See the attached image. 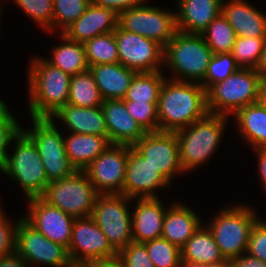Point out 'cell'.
Returning a JSON list of instances; mask_svg holds the SVG:
<instances>
[{
  "label": "cell",
  "mask_w": 266,
  "mask_h": 267,
  "mask_svg": "<svg viewBox=\"0 0 266 267\" xmlns=\"http://www.w3.org/2000/svg\"><path fill=\"white\" fill-rule=\"evenodd\" d=\"M17 225L18 220L15 224L12 223L4 214V210L0 211V259L15 252Z\"/></svg>",
  "instance_id": "43"
},
{
  "label": "cell",
  "mask_w": 266,
  "mask_h": 267,
  "mask_svg": "<svg viewBox=\"0 0 266 267\" xmlns=\"http://www.w3.org/2000/svg\"><path fill=\"white\" fill-rule=\"evenodd\" d=\"M31 128L22 131L33 141L43 162L48 181L71 176L76 169L66 154L64 133L51 118H33Z\"/></svg>",
  "instance_id": "8"
},
{
  "label": "cell",
  "mask_w": 266,
  "mask_h": 267,
  "mask_svg": "<svg viewBox=\"0 0 266 267\" xmlns=\"http://www.w3.org/2000/svg\"><path fill=\"white\" fill-rule=\"evenodd\" d=\"M146 0H91V3L99 7L108 8L117 14L122 10L140 6Z\"/></svg>",
  "instance_id": "45"
},
{
  "label": "cell",
  "mask_w": 266,
  "mask_h": 267,
  "mask_svg": "<svg viewBox=\"0 0 266 267\" xmlns=\"http://www.w3.org/2000/svg\"><path fill=\"white\" fill-rule=\"evenodd\" d=\"M222 208L206 225L229 261L247 252L251 229L260 218L254 208L241 202Z\"/></svg>",
  "instance_id": "5"
},
{
  "label": "cell",
  "mask_w": 266,
  "mask_h": 267,
  "mask_svg": "<svg viewBox=\"0 0 266 267\" xmlns=\"http://www.w3.org/2000/svg\"><path fill=\"white\" fill-rule=\"evenodd\" d=\"M262 82L255 69L239 68L227 79L206 90L208 112L230 117L239 109L257 103Z\"/></svg>",
  "instance_id": "7"
},
{
  "label": "cell",
  "mask_w": 266,
  "mask_h": 267,
  "mask_svg": "<svg viewBox=\"0 0 266 267\" xmlns=\"http://www.w3.org/2000/svg\"><path fill=\"white\" fill-rule=\"evenodd\" d=\"M15 252L29 266L74 267L67 247L46 238L22 216L18 219L16 229Z\"/></svg>",
  "instance_id": "12"
},
{
  "label": "cell",
  "mask_w": 266,
  "mask_h": 267,
  "mask_svg": "<svg viewBox=\"0 0 266 267\" xmlns=\"http://www.w3.org/2000/svg\"><path fill=\"white\" fill-rule=\"evenodd\" d=\"M229 267H266V263L247 252L228 261Z\"/></svg>",
  "instance_id": "47"
},
{
  "label": "cell",
  "mask_w": 266,
  "mask_h": 267,
  "mask_svg": "<svg viewBox=\"0 0 266 267\" xmlns=\"http://www.w3.org/2000/svg\"><path fill=\"white\" fill-rule=\"evenodd\" d=\"M123 101L129 114L146 132L159 131V120L157 114L158 102Z\"/></svg>",
  "instance_id": "41"
},
{
  "label": "cell",
  "mask_w": 266,
  "mask_h": 267,
  "mask_svg": "<svg viewBox=\"0 0 266 267\" xmlns=\"http://www.w3.org/2000/svg\"><path fill=\"white\" fill-rule=\"evenodd\" d=\"M19 121L10 112L5 100L0 98V166L10 153L8 147L22 131Z\"/></svg>",
  "instance_id": "39"
},
{
  "label": "cell",
  "mask_w": 266,
  "mask_h": 267,
  "mask_svg": "<svg viewBox=\"0 0 266 267\" xmlns=\"http://www.w3.org/2000/svg\"><path fill=\"white\" fill-rule=\"evenodd\" d=\"M50 118L53 121L60 120L66 125L65 129L67 132L108 137L105 117L101 106L86 108L67 104L61 107Z\"/></svg>",
  "instance_id": "24"
},
{
  "label": "cell",
  "mask_w": 266,
  "mask_h": 267,
  "mask_svg": "<svg viewBox=\"0 0 266 267\" xmlns=\"http://www.w3.org/2000/svg\"><path fill=\"white\" fill-rule=\"evenodd\" d=\"M98 196L85 171L50 181L41 196L46 202L75 218L91 216Z\"/></svg>",
  "instance_id": "9"
},
{
  "label": "cell",
  "mask_w": 266,
  "mask_h": 267,
  "mask_svg": "<svg viewBox=\"0 0 266 267\" xmlns=\"http://www.w3.org/2000/svg\"><path fill=\"white\" fill-rule=\"evenodd\" d=\"M255 154H257V165H258V173L261 179V186L266 191V147H261L258 149H253Z\"/></svg>",
  "instance_id": "48"
},
{
  "label": "cell",
  "mask_w": 266,
  "mask_h": 267,
  "mask_svg": "<svg viewBox=\"0 0 266 267\" xmlns=\"http://www.w3.org/2000/svg\"><path fill=\"white\" fill-rule=\"evenodd\" d=\"M143 4L118 13L117 26L155 40L165 47L177 33L176 12L166 8Z\"/></svg>",
  "instance_id": "11"
},
{
  "label": "cell",
  "mask_w": 266,
  "mask_h": 267,
  "mask_svg": "<svg viewBox=\"0 0 266 267\" xmlns=\"http://www.w3.org/2000/svg\"><path fill=\"white\" fill-rule=\"evenodd\" d=\"M123 267H155L144 243H129L118 253Z\"/></svg>",
  "instance_id": "42"
},
{
  "label": "cell",
  "mask_w": 266,
  "mask_h": 267,
  "mask_svg": "<svg viewBox=\"0 0 266 267\" xmlns=\"http://www.w3.org/2000/svg\"><path fill=\"white\" fill-rule=\"evenodd\" d=\"M169 186L170 183L142 155L128 146L124 195L130 199L160 197L156 191Z\"/></svg>",
  "instance_id": "18"
},
{
  "label": "cell",
  "mask_w": 266,
  "mask_h": 267,
  "mask_svg": "<svg viewBox=\"0 0 266 267\" xmlns=\"http://www.w3.org/2000/svg\"><path fill=\"white\" fill-rule=\"evenodd\" d=\"M233 116L239 136L251 149L266 147V110L258 102L239 109Z\"/></svg>",
  "instance_id": "29"
},
{
  "label": "cell",
  "mask_w": 266,
  "mask_h": 267,
  "mask_svg": "<svg viewBox=\"0 0 266 267\" xmlns=\"http://www.w3.org/2000/svg\"><path fill=\"white\" fill-rule=\"evenodd\" d=\"M27 213L22 217L53 242L69 247L75 217L46 202L42 197L27 199Z\"/></svg>",
  "instance_id": "16"
},
{
  "label": "cell",
  "mask_w": 266,
  "mask_h": 267,
  "mask_svg": "<svg viewBox=\"0 0 266 267\" xmlns=\"http://www.w3.org/2000/svg\"><path fill=\"white\" fill-rule=\"evenodd\" d=\"M117 21L118 14L115 11L90 3L82 16L62 33L69 40L84 43L95 36L114 32Z\"/></svg>",
  "instance_id": "21"
},
{
  "label": "cell",
  "mask_w": 266,
  "mask_h": 267,
  "mask_svg": "<svg viewBox=\"0 0 266 267\" xmlns=\"http://www.w3.org/2000/svg\"><path fill=\"white\" fill-rule=\"evenodd\" d=\"M132 147L170 184L174 176L184 173L179 161V145L175 132H147Z\"/></svg>",
  "instance_id": "15"
},
{
  "label": "cell",
  "mask_w": 266,
  "mask_h": 267,
  "mask_svg": "<svg viewBox=\"0 0 266 267\" xmlns=\"http://www.w3.org/2000/svg\"><path fill=\"white\" fill-rule=\"evenodd\" d=\"M212 56L202 34L178 30L164 47L163 68L172 71V80L201 84Z\"/></svg>",
  "instance_id": "4"
},
{
  "label": "cell",
  "mask_w": 266,
  "mask_h": 267,
  "mask_svg": "<svg viewBox=\"0 0 266 267\" xmlns=\"http://www.w3.org/2000/svg\"><path fill=\"white\" fill-rule=\"evenodd\" d=\"M247 253L266 263V220L259 219L252 227Z\"/></svg>",
  "instance_id": "44"
},
{
  "label": "cell",
  "mask_w": 266,
  "mask_h": 267,
  "mask_svg": "<svg viewBox=\"0 0 266 267\" xmlns=\"http://www.w3.org/2000/svg\"><path fill=\"white\" fill-rule=\"evenodd\" d=\"M83 45L89 67L119 62L114 32L95 36L84 42Z\"/></svg>",
  "instance_id": "33"
},
{
  "label": "cell",
  "mask_w": 266,
  "mask_h": 267,
  "mask_svg": "<svg viewBox=\"0 0 266 267\" xmlns=\"http://www.w3.org/2000/svg\"><path fill=\"white\" fill-rule=\"evenodd\" d=\"M101 107L111 144L132 147L147 133L129 114L123 100H104Z\"/></svg>",
  "instance_id": "19"
},
{
  "label": "cell",
  "mask_w": 266,
  "mask_h": 267,
  "mask_svg": "<svg viewBox=\"0 0 266 267\" xmlns=\"http://www.w3.org/2000/svg\"><path fill=\"white\" fill-rule=\"evenodd\" d=\"M74 267H123L118 255L110 258L91 259L78 262Z\"/></svg>",
  "instance_id": "46"
},
{
  "label": "cell",
  "mask_w": 266,
  "mask_h": 267,
  "mask_svg": "<svg viewBox=\"0 0 266 267\" xmlns=\"http://www.w3.org/2000/svg\"><path fill=\"white\" fill-rule=\"evenodd\" d=\"M119 63L137 73L162 71L164 47L155 40L117 26Z\"/></svg>",
  "instance_id": "13"
},
{
  "label": "cell",
  "mask_w": 266,
  "mask_h": 267,
  "mask_svg": "<svg viewBox=\"0 0 266 267\" xmlns=\"http://www.w3.org/2000/svg\"><path fill=\"white\" fill-rule=\"evenodd\" d=\"M28 67V111L33 118H50L68 104L71 76L36 56Z\"/></svg>",
  "instance_id": "2"
},
{
  "label": "cell",
  "mask_w": 266,
  "mask_h": 267,
  "mask_svg": "<svg viewBox=\"0 0 266 267\" xmlns=\"http://www.w3.org/2000/svg\"><path fill=\"white\" fill-rule=\"evenodd\" d=\"M133 201L136 203L131 211L133 242L146 243L161 237L167 210L164 202L159 197L136 198Z\"/></svg>",
  "instance_id": "20"
},
{
  "label": "cell",
  "mask_w": 266,
  "mask_h": 267,
  "mask_svg": "<svg viewBox=\"0 0 266 267\" xmlns=\"http://www.w3.org/2000/svg\"><path fill=\"white\" fill-rule=\"evenodd\" d=\"M155 267H180L181 250L162 237L144 243Z\"/></svg>",
  "instance_id": "37"
},
{
  "label": "cell",
  "mask_w": 266,
  "mask_h": 267,
  "mask_svg": "<svg viewBox=\"0 0 266 267\" xmlns=\"http://www.w3.org/2000/svg\"><path fill=\"white\" fill-rule=\"evenodd\" d=\"M0 267H29V265L19 254L14 252L0 259Z\"/></svg>",
  "instance_id": "49"
},
{
  "label": "cell",
  "mask_w": 266,
  "mask_h": 267,
  "mask_svg": "<svg viewBox=\"0 0 266 267\" xmlns=\"http://www.w3.org/2000/svg\"><path fill=\"white\" fill-rule=\"evenodd\" d=\"M103 100H122L137 72L118 63L89 67Z\"/></svg>",
  "instance_id": "27"
},
{
  "label": "cell",
  "mask_w": 266,
  "mask_h": 267,
  "mask_svg": "<svg viewBox=\"0 0 266 267\" xmlns=\"http://www.w3.org/2000/svg\"><path fill=\"white\" fill-rule=\"evenodd\" d=\"M53 33H62L75 20L80 18L91 0H53Z\"/></svg>",
  "instance_id": "36"
},
{
  "label": "cell",
  "mask_w": 266,
  "mask_h": 267,
  "mask_svg": "<svg viewBox=\"0 0 266 267\" xmlns=\"http://www.w3.org/2000/svg\"><path fill=\"white\" fill-rule=\"evenodd\" d=\"M13 143L15 150L7 155L0 171L21 187L25 199L41 197L49 181L35 144L23 131Z\"/></svg>",
  "instance_id": "6"
},
{
  "label": "cell",
  "mask_w": 266,
  "mask_h": 267,
  "mask_svg": "<svg viewBox=\"0 0 266 267\" xmlns=\"http://www.w3.org/2000/svg\"><path fill=\"white\" fill-rule=\"evenodd\" d=\"M255 70L259 73L263 80H266V39L264 41L259 62L256 65Z\"/></svg>",
  "instance_id": "50"
},
{
  "label": "cell",
  "mask_w": 266,
  "mask_h": 267,
  "mask_svg": "<svg viewBox=\"0 0 266 267\" xmlns=\"http://www.w3.org/2000/svg\"><path fill=\"white\" fill-rule=\"evenodd\" d=\"M31 20L48 33H53V0H13Z\"/></svg>",
  "instance_id": "38"
},
{
  "label": "cell",
  "mask_w": 266,
  "mask_h": 267,
  "mask_svg": "<svg viewBox=\"0 0 266 267\" xmlns=\"http://www.w3.org/2000/svg\"><path fill=\"white\" fill-rule=\"evenodd\" d=\"M180 267H229V264H223V265H185V264H181Z\"/></svg>",
  "instance_id": "52"
},
{
  "label": "cell",
  "mask_w": 266,
  "mask_h": 267,
  "mask_svg": "<svg viewBox=\"0 0 266 267\" xmlns=\"http://www.w3.org/2000/svg\"><path fill=\"white\" fill-rule=\"evenodd\" d=\"M258 103L266 110V80H263L259 95H258Z\"/></svg>",
  "instance_id": "51"
},
{
  "label": "cell",
  "mask_w": 266,
  "mask_h": 267,
  "mask_svg": "<svg viewBox=\"0 0 266 267\" xmlns=\"http://www.w3.org/2000/svg\"><path fill=\"white\" fill-rule=\"evenodd\" d=\"M132 200L123 194H98L91 214L117 253L133 242L132 212L128 208Z\"/></svg>",
  "instance_id": "10"
},
{
  "label": "cell",
  "mask_w": 266,
  "mask_h": 267,
  "mask_svg": "<svg viewBox=\"0 0 266 267\" xmlns=\"http://www.w3.org/2000/svg\"><path fill=\"white\" fill-rule=\"evenodd\" d=\"M202 36L213 54L231 53L236 34L222 13L203 31Z\"/></svg>",
  "instance_id": "34"
},
{
  "label": "cell",
  "mask_w": 266,
  "mask_h": 267,
  "mask_svg": "<svg viewBox=\"0 0 266 267\" xmlns=\"http://www.w3.org/2000/svg\"><path fill=\"white\" fill-rule=\"evenodd\" d=\"M180 250L181 262L185 265L228 264L221 254L211 230L204 223Z\"/></svg>",
  "instance_id": "26"
},
{
  "label": "cell",
  "mask_w": 266,
  "mask_h": 267,
  "mask_svg": "<svg viewBox=\"0 0 266 267\" xmlns=\"http://www.w3.org/2000/svg\"><path fill=\"white\" fill-rule=\"evenodd\" d=\"M2 8H3V7L0 6V16H2L1 13H3V12H2V11H3ZM0 19H1V17H0ZM0 21H1V20H0ZM0 23H1V22H0Z\"/></svg>",
  "instance_id": "53"
},
{
  "label": "cell",
  "mask_w": 266,
  "mask_h": 267,
  "mask_svg": "<svg viewBox=\"0 0 266 267\" xmlns=\"http://www.w3.org/2000/svg\"><path fill=\"white\" fill-rule=\"evenodd\" d=\"M208 113L206 89L200 83L165 78L157 103L159 131H179Z\"/></svg>",
  "instance_id": "1"
},
{
  "label": "cell",
  "mask_w": 266,
  "mask_h": 267,
  "mask_svg": "<svg viewBox=\"0 0 266 267\" xmlns=\"http://www.w3.org/2000/svg\"><path fill=\"white\" fill-rule=\"evenodd\" d=\"M103 101L90 69L71 76L68 104L91 108L101 106Z\"/></svg>",
  "instance_id": "31"
},
{
  "label": "cell",
  "mask_w": 266,
  "mask_h": 267,
  "mask_svg": "<svg viewBox=\"0 0 266 267\" xmlns=\"http://www.w3.org/2000/svg\"><path fill=\"white\" fill-rule=\"evenodd\" d=\"M163 71L136 73L127 94L122 100L137 102H158L165 78Z\"/></svg>",
  "instance_id": "32"
},
{
  "label": "cell",
  "mask_w": 266,
  "mask_h": 267,
  "mask_svg": "<svg viewBox=\"0 0 266 267\" xmlns=\"http://www.w3.org/2000/svg\"><path fill=\"white\" fill-rule=\"evenodd\" d=\"M266 37H236L231 54L242 69H255Z\"/></svg>",
  "instance_id": "35"
},
{
  "label": "cell",
  "mask_w": 266,
  "mask_h": 267,
  "mask_svg": "<svg viewBox=\"0 0 266 267\" xmlns=\"http://www.w3.org/2000/svg\"><path fill=\"white\" fill-rule=\"evenodd\" d=\"M238 69L231 53L213 54L201 85L207 90L211 85L227 79Z\"/></svg>",
  "instance_id": "40"
},
{
  "label": "cell",
  "mask_w": 266,
  "mask_h": 267,
  "mask_svg": "<svg viewBox=\"0 0 266 267\" xmlns=\"http://www.w3.org/2000/svg\"><path fill=\"white\" fill-rule=\"evenodd\" d=\"M69 135V136H68ZM64 136L66 154L77 171H84L109 145V138L68 132Z\"/></svg>",
  "instance_id": "28"
},
{
  "label": "cell",
  "mask_w": 266,
  "mask_h": 267,
  "mask_svg": "<svg viewBox=\"0 0 266 267\" xmlns=\"http://www.w3.org/2000/svg\"><path fill=\"white\" fill-rule=\"evenodd\" d=\"M170 204L164 215L161 237L181 249L203 222L188 205L181 202Z\"/></svg>",
  "instance_id": "25"
},
{
  "label": "cell",
  "mask_w": 266,
  "mask_h": 267,
  "mask_svg": "<svg viewBox=\"0 0 266 267\" xmlns=\"http://www.w3.org/2000/svg\"><path fill=\"white\" fill-rule=\"evenodd\" d=\"M68 253L73 265L118 255L91 216L75 218Z\"/></svg>",
  "instance_id": "17"
},
{
  "label": "cell",
  "mask_w": 266,
  "mask_h": 267,
  "mask_svg": "<svg viewBox=\"0 0 266 267\" xmlns=\"http://www.w3.org/2000/svg\"><path fill=\"white\" fill-rule=\"evenodd\" d=\"M223 0H177V29L185 33L202 34L221 14Z\"/></svg>",
  "instance_id": "23"
},
{
  "label": "cell",
  "mask_w": 266,
  "mask_h": 267,
  "mask_svg": "<svg viewBox=\"0 0 266 267\" xmlns=\"http://www.w3.org/2000/svg\"><path fill=\"white\" fill-rule=\"evenodd\" d=\"M128 146L111 144L84 171L98 194H123Z\"/></svg>",
  "instance_id": "14"
},
{
  "label": "cell",
  "mask_w": 266,
  "mask_h": 267,
  "mask_svg": "<svg viewBox=\"0 0 266 267\" xmlns=\"http://www.w3.org/2000/svg\"><path fill=\"white\" fill-rule=\"evenodd\" d=\"M58 37L61 43L52 47L50 58L44 59L70 76L89 70L83 43L69 40L63 33Z\"/></svg>",
  "instance_id": "30"
},
{
  "label": "cell",
  "mask_w": 266,
  "mask_h": 267,
  "mask_svg": "<svg viewBox=\"0 0 266 267\" xmlns=\"http://www.w3.org/2000/svg\"><path fill=\"white\" fill-rule=\"evenodd\" d=\"M229 117L208 113L200 120L176 131L179 161L186 172H192L214 156L222 141Z\"/></svg>",
  "instance_id": "3"
},
{
  "label": "cell",
  "mask_w": 266,
  "mask_h": 267,
  "mask_svg": "<svg viewBox=\"0 0 266 267\" xmlns=\"http://www.w3.org/2000/svg\"><path fill=\"white\" fill-rule=\"evenodd\" d=\"M221 13L236 37H266V14L246 0H223Z\"/></svg>",
  "instance_id": "22"
}]
</instances>
